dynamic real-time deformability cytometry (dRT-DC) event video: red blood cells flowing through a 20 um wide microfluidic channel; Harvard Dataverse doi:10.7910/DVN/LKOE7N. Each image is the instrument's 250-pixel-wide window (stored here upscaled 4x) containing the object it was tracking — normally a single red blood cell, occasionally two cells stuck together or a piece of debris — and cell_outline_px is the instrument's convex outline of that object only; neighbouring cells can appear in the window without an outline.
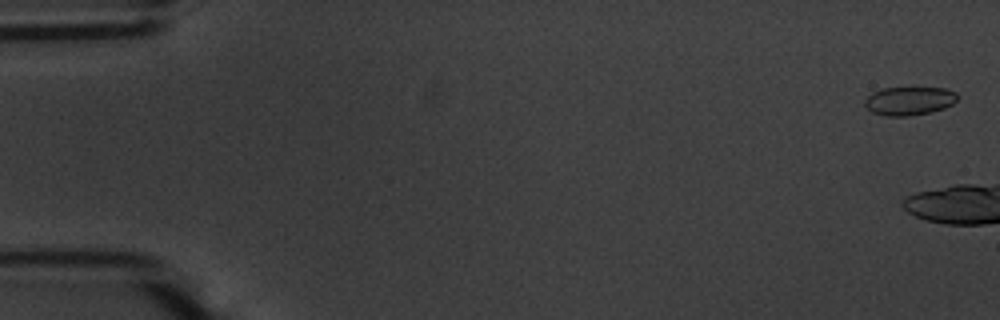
{"species": "common noctule bat (a hibernating species)", "species_latin": "Nyctalus noctula", "temperature_condition": "warm", "stored_images_in_passage": 9, "camera_frame_rate_fps": 3000, "um_per_image_px": 0.085, "animal": {"sex": "male", "body_mass_g": 20.1, "forearm_length_mm": 53.5}, "frame": {"image": 1, "passage_image": 2, "time_ms": 0.333, "image_size_px": [1000, 320], "cell_outline_px": [[956, 100], [952, 104], [944, 108], [928, 112], [908, 116], [888, 116], [872, 112], [864, 104], [864, 100], [872, 92], [884, 88], [948, 88], [956, 92]], "centroid_in_image_um": [77.27, 8.57], "position_along_channel_um": 7.7, "area_um2": 15.2}}